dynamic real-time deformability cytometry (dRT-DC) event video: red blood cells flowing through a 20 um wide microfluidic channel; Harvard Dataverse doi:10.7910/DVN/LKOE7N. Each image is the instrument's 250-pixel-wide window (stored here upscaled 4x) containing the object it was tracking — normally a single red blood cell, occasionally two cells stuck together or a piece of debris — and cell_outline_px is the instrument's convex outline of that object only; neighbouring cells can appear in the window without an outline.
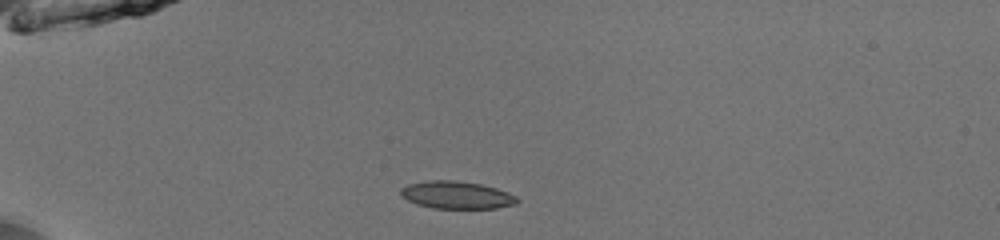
{"species": "common noctule bat (a hibernating species)", "species_latin": "Nyctalus noctula", "temperature_condition": "room temperature", "stored_images_in_passage": 37, "camera_frame_rate_fps": 3000, "um_per_image_px": 0.085, "animal": {"sex": "male", "body_mass_g": 13.0, "forearm_length_mm": 53.1}, "frame": {"image": 1, "passage_image": 1, "time_ms": 0.0, "image_size_px": [1000, 240], "cell_outline_px": [[520, 200], [516, 204], [496, 208], [432, 208], [416, 204], [400, 196], [400, 188], [408, 184], [428, 180], [456, 180], [480, 184], [496, 188], [508, 192], [516, 196]], "centroid_in_image_um": [38.8, 16.57], "position_along_channel_um": 46.2, "area_um2": 18.79}}
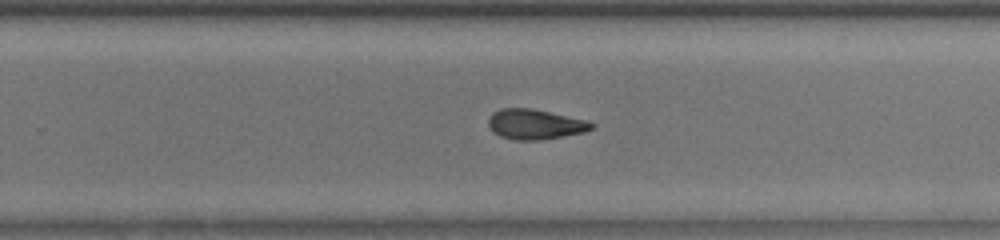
{"frame": {"image": 2, "passage_image": 21, "time_ms": 6.667, "image_size_px": [1000, 240], "cell_outline_px": [[596, 124], [592, 128], [584, 132], [564, 136], [540, 140], [512, 140], [500, 136], [492, 132], [488, 124], [488, 120], [492, 112], [500, 108], [532, 108], [584, 120]], "centroid_in_image_um": [45.43, 10.57], "position_along_channel_um": 284.4, "area_um2": 18.09}}
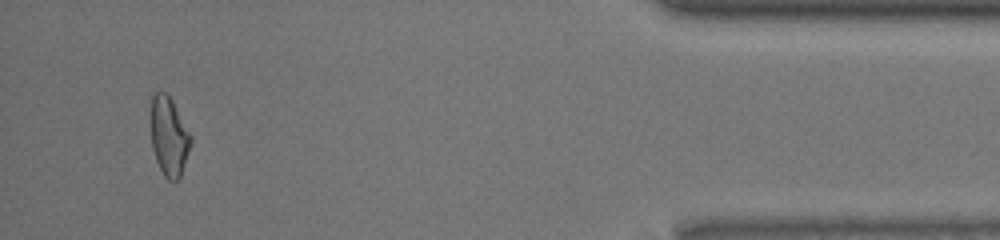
{"frame": {"image": 3, "passage_image": 35, "time_ms": 11.333, "image_size_px": [1000, 240], "cell_outline_px": [[192, 144], [180, 176], [176, 180], [168, 180], [164, 176], [156, 160], [152, 148], [152, 96], [156, 92], [164, 92], [172, 100], [192, 136]], "centroid_in_image_um": [14.39, 11.61], "position_along_channel_um": 420.8, "area_um2": 18.09}, "authors_computed_cell_mechanics": {"area_um2": 18.496, "velocity_mm_per_s": 4.044, "shape_relaxation_time_tau1_ms": 4.793, "shape_relaxation_time_tau2_ms": 3.8874, "deformation_change_tau1": 0.1381, "deformation_change_tau2": 0.1193}}